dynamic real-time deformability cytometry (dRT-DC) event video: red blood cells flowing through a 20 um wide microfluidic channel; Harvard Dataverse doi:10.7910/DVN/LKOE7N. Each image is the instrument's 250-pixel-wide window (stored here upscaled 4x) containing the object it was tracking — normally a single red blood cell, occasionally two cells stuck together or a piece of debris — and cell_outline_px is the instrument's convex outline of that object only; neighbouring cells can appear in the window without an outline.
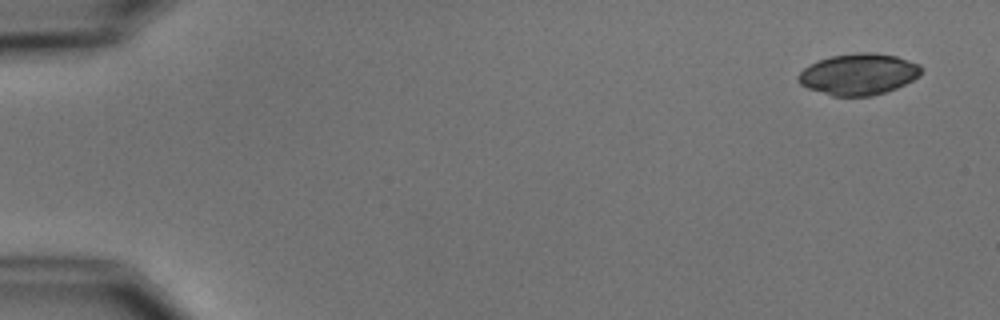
{"species": "common noctule bat (a hibernating species)", "species_latin": "Nyctalus noctula", "temperature_condition": "cold", "stored_images_in_passage": 5, "camera_frame_rate_fps": 3000, "um_per_image_px": 0.085, "animal": {"sex": "male", "body_mass_g": 15.6}, "frame": {"image": 1, "passage_image": 1, "time_ms": 0.0, "image_size_px": [1000, 320], "cell_outline_px": [[924, 68], [920, 76], [896, 88], [872, 96], [832, 96], [808, 88], [800, 84], [796, 80], [796, 76], [804, 68], [820, 60], [832, 56], [860, 52], [872, 52], [896, 56], [920, 64]], "centroid_in_image_um": [73.0, 6.31], "position_along_channel_um": 12.0, "area_um2": 29.59}}